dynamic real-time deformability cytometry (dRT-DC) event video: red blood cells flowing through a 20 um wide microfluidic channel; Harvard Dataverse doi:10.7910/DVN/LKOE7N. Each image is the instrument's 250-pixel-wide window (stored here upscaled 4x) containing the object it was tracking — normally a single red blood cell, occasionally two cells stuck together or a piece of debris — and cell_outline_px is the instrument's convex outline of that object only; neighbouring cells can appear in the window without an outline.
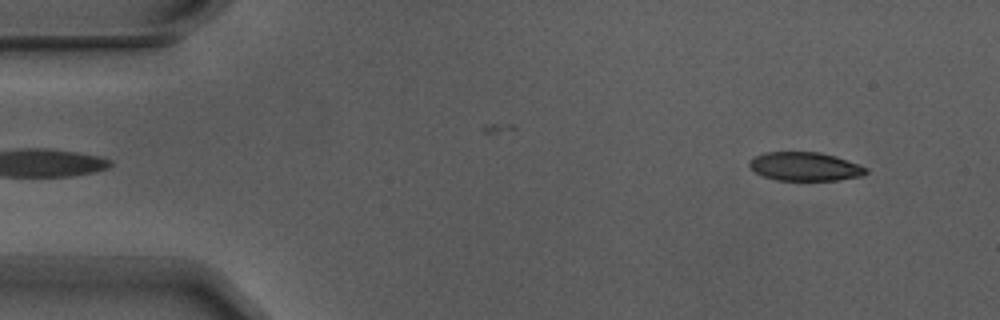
{"species": "Egyptian fruit bat (a non-hibernating species)", "species_latin": "Rousettus aegyptiacus", "temperature_condition": "warm", "stored_images_in_passage": 9, "camera_frame_rate_fps": 3000, "um_per_image_px": 0.085, "animal": {"sex": "male"}, "frame": {"image": 1, "passage_image": 2, "time_ms": 0.333, "image_size_px": [1000, 320], "cell_outline_px": [[868, 172], [864, 176], [836, 180], [776, 180], [764, 176], [756, 172], [748, 164], [748, 160], [764, 152], [820, 152], [836, 156], [868, 168]], "centroid_in_image_um": [68.44, 14.15], "position_along_channel_um": 16.6, "area_um2": 19.48}}
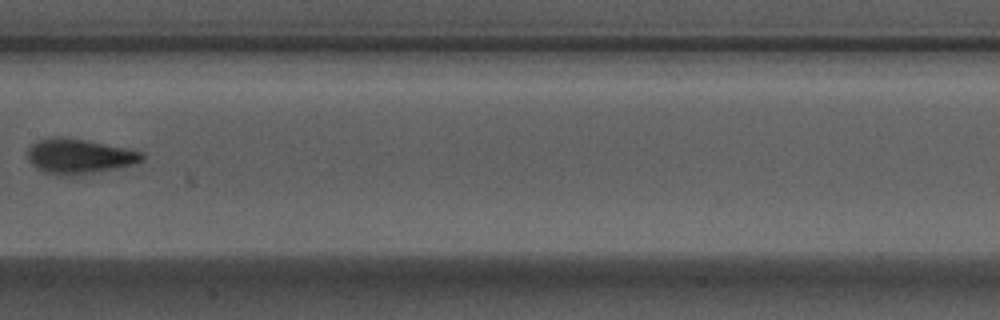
{"frame": {"image": 2, "passage_image": 8, "time_ms": 2.333, "image_size_px": [1000, 320], "cell_outline_px": [[144, 160], [132, 164], [116, 168], [72, 176], [56, 176], [44, 172], [36, 168], [28, 160], [28, 148], [32, 144], [40, 140], [52, 136], [56, 136], [88, 140], [144, 152]], "centroid_in_image_um": [6.71, 13.28], "position_along_channel_um": 200.7, "area_um2": 23.35}}
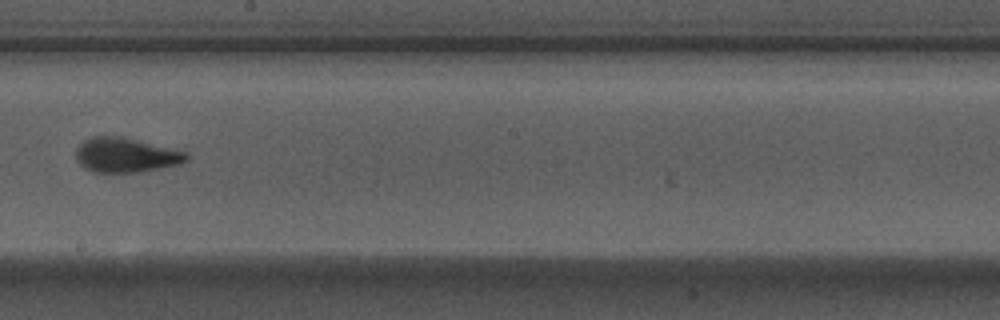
{"frame": {"image": 3, "passage_image": 9, "time_ms": 2.667, "image_size_px": [1000, 320], "cell_outline_px": [[188, 160], [180, 164], [140, 172], [92, 172], [84, 168], [76, 160], [76, 148], [84, 140], [92, 136], [116, 136], [188, 152]], "centroid_in_image_um": [10.66, 13.2], "position_along_channel_um": 237.5, "area_um2": 22.08}}